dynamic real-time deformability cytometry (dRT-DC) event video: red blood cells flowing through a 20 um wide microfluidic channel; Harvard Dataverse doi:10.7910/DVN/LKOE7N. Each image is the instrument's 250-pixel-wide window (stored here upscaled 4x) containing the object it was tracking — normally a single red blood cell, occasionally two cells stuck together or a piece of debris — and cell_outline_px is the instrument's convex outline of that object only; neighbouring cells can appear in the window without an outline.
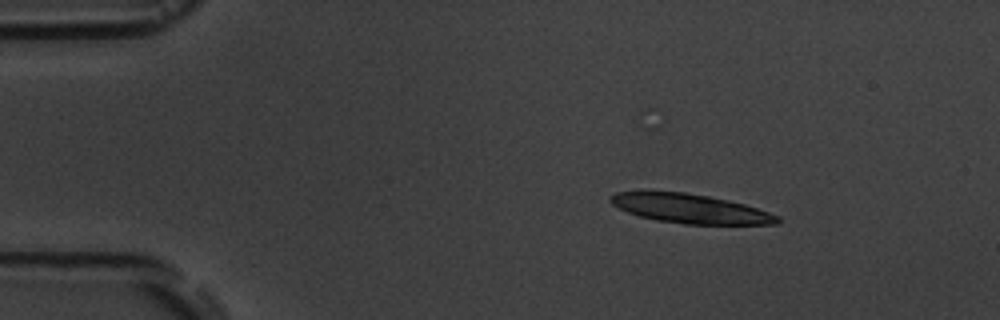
{"species": "common noctule bat (a hibernating species)", "species_latin": "Nyctalus noctula", "temperature_condition": "room temperature", "stored_images_in_passage": 10, "segment_of_instrument_passage": [1, 2], "camera_frame_rate_fps": 3000, "um_per_image_px": 0.085, "animal": {"sex": "male", "body_mass_g": 19.5, "forearm_length_mm": 54.6}, "frame": {"image": 1, "passage_image": 1, "time_ms": 0.0, "image_size_px": [1000, 320], "cell_outline_px": [[780, 220], [776, 224], [684, 224], [656, 220], [640, 216], [628, 212], [612, 204], [608, 200], [616, 192], [644, 188], [684, 192], [708, 196], [728, 200], [744, 204], [780, 216]], "centroid_in_image_um": [58.57, 17.69], "position_along_channel_um": 26.4, "area_um2": 28.96}}